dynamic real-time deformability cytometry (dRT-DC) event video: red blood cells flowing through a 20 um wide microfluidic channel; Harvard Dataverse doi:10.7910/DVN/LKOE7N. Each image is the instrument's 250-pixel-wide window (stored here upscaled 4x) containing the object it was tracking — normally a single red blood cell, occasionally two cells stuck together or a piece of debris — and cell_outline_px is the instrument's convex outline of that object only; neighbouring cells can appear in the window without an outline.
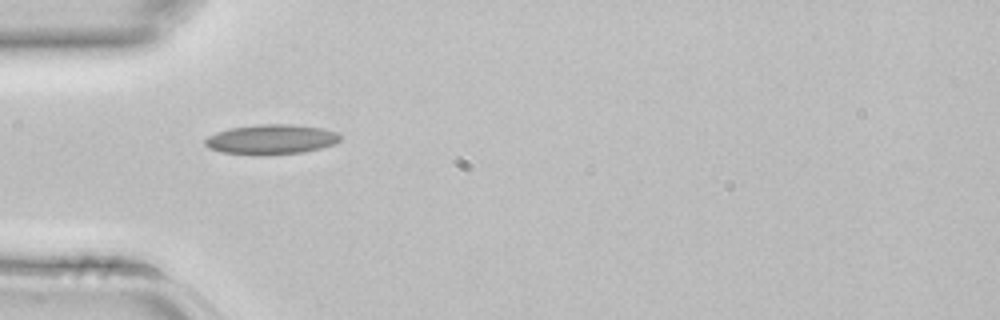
{"species": "common noctule bat (a hibernating species)", "species_latin": "Nyctalus noctula", "temperature_condition": "room temperature", "stored_images_in_passage": 1, "camera_frame_rate_fps": 3000, "um_per_image_px": 0.085, "animal": {"sex": "female", "body_mass_g": 22.7, "forearm_length_mm": 54.2}, "frame": {"image": 1, "passage_image": 1, "time_ms": 0.0, "image_size_px": [1000, 320], "cell_outline_px": [[340, 140], [332, 144], [320, 148], [304, 152], [220, 152], [208, 148], [204, 144], [204, 140], [208, 136], [216, 132], [232, 128], [260, 124], [292, 124], [324, 128], [336, 132], [340, 136]], "centroid_in_image_um": [23.07, 11.79], "position_along_channel_um": 61.9, "area_um2": 22.48}}